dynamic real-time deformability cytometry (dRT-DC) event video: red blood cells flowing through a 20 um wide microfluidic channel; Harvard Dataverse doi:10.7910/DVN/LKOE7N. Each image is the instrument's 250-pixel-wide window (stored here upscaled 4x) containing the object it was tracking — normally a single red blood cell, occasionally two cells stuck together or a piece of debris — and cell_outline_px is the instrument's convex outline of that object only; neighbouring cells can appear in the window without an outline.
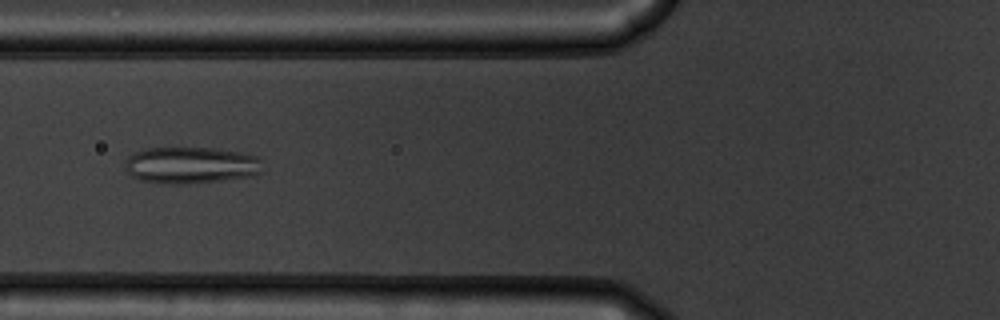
{"species": "common noctule bat (a hibernating species)", "species_latin": "Nyctalus noctula", "temperature_condition": "warm", "stored_images_in_passage": 50, "camera_frame_rate_fps": 3000, "um_per_image_px": 0.085, "animal": {"sex": "male", "body_mass_g": 19.5, "forearm_length_mm": 54.6}, "frame": {"image": 1, "passage_image": 17, "time_ms": 5.333, "image_size_px": [1000, 320], "cell_outline_px": [[260, 172], [252, 176], [188, 184], [164, 184], [140, 180], [132, 176], [124, 168], [124, 160], [128, 156], [136, 152], [148, 148], [212, 148], [236, 152], [256, 156], [260, 160]], "centroid_in_image_um": [16.15, 14.05], "position_along_channel_um": 109.7, "area_um2": 29.25}}
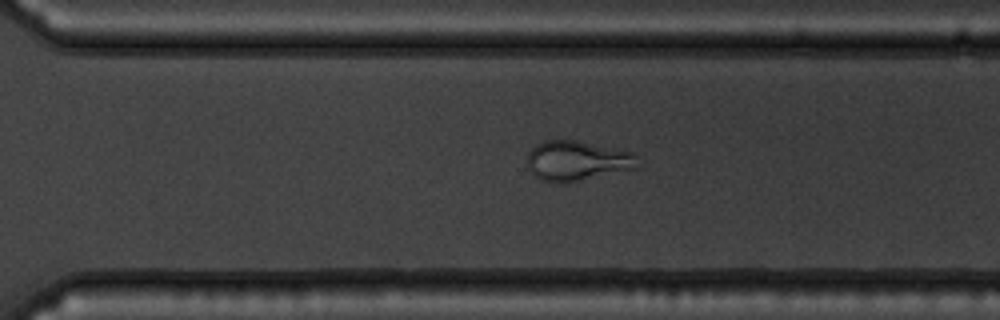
{"frame": {"image": 2, "passage_image": 34, "time_ms": 11.0, "image_size_px": [1000, 320], "cell_outline_px": [[640, 168], [564, 184], [552, 184], [540, 180], [528, 168], [528, 152], [536, 144], [544, 140], [580, 140], [632, 152], [636, 156]], "centroid_in_image_um": [49.07, 13.68], "position_along_channel_um": 321.5, "area_um2": 26.3}}
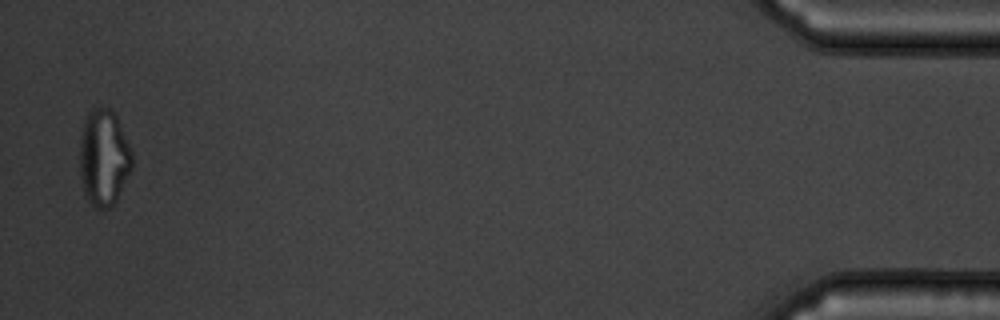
{"frame": {"image": 3, "passage_image": 49, "time_ms": 16.0, "image_size_px": [1000, 320], "cell_outline_px": [[132, 168], [116, 200], [108, 208], [96, 208], [88, 200], [84, 192], [80, 176], [80, 136], [84, 120], [88, 112], [92, 108], [112, 108], [116, 116], [132, 152]], "centroid_in_image_um": [8.81, 13.38], "position_along_channel_um": 426.4, "area_um2": 29.3}}